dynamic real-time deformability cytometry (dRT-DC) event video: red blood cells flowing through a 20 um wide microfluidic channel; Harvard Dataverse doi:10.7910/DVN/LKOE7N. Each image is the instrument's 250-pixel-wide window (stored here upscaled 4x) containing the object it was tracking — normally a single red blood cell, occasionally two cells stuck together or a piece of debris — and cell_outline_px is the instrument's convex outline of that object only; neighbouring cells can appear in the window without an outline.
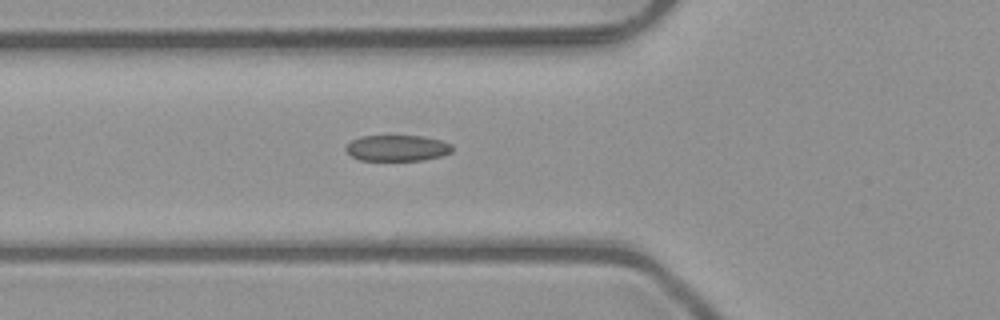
{"species": "common noctule bat (a hibernating species)", "species_latin": "Nyctalus noctula", "temperature_condition": "room temperature", "stored_images_in_passage": 6, "camera_frame_rate_fps": 3000, "um_per_image_px": 0.085, "animal": {"sex": "male", "body_mass_g": 23.1, "forearm_length_mm": 52.7}, "frame": {"image": 1, "passage_image": 6, "time_ms": 1.667, "image_size_px": [1000, 320], "cell_outline_px": [[452, 152], [440, 156], [420, 160], [360, 160], [352, 156], [344, 148], [352, 140], [360, 136], [420, 136], [440, 140], [452, 144]], "centroid_in_image_um": [33.75, 12.58], "position_along_channel_um": 92.0, "area_um2": 15.95}}